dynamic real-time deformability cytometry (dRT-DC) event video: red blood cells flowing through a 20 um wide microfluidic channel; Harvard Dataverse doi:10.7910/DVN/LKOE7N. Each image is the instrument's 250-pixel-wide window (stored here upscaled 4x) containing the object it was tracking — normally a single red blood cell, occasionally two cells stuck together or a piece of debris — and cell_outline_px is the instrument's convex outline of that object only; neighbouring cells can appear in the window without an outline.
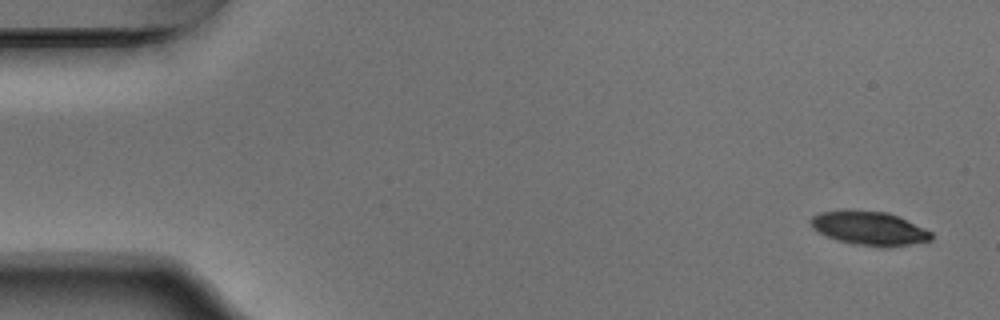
{"species": "Egyptian fruit bat (a non-hibernating species)", "species_latin": "Rousettus aegyptiacus", "temperature_condition": "warm", "stored_images_in_passage": 2, "camera_frame_rate_fps": 3000, "um_per_image_px": 0.085, "animal": {"sex": "male"}, "frame": {"image": 1, "passage_image": 2, "time_ms": 0.333, "image_size_px": [1000, 320], "cell_outline_px": [[928, 236], [908, 240], [864, 240], [844, 236], [856, 216], [888, 216], [900, 220], [928, 232]], "centroid_in_image_um": [75.07, 19.48], "position_along_channel_um": 9.9, "area_um2": 10.92}}